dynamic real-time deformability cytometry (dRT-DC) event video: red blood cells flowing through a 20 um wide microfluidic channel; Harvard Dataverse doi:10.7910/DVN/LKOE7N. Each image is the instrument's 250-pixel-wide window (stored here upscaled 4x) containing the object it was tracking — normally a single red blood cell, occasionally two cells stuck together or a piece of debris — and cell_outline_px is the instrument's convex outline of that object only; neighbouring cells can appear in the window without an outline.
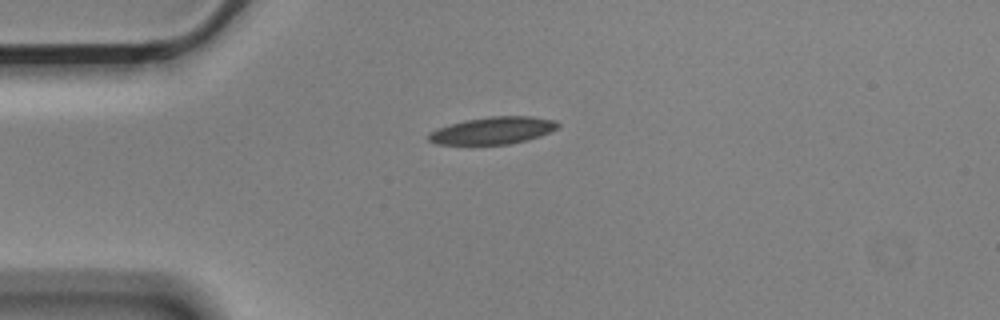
{"species": "Egyptian fruit bat (a non-hibernating species)", "species_latin": "Rousettus aegyptiacus", "temperature_condition": "cold", "stored_images_in_passage": 3, "camera_frame_rate_fps": 3000, "um_per_image_px": 0.085, "animal": {"sex": "male"}, "frame": {"image": 1, "passage_image": 1, "time_ms": 0.0, "image_size_px": [1000, 320], "cell_outline_px": [[560, 124], [556, 128], [540, 136], [528, 140], [508, 144], [468, 148], [436, 144], [428, 140], [428, 136], [432, 132], [440, 128], [464, 120], [492, 116], [532, 116], [556, 120]], "centroid_in_image_um": [41.85, 11.15], "position_along_channel_um": 43.2, "area_um2": 21.27}}
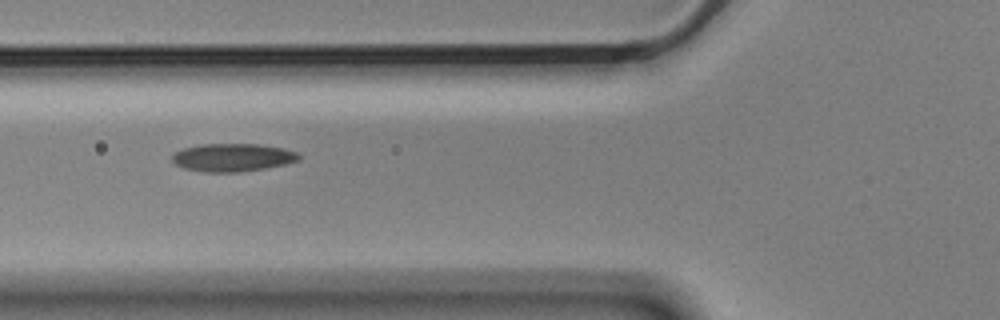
{"frame": {"image": 2, "passage_image": 3, "time_ms": 0.667, "image_size_px": [1000, 320], "cell_outline_px": [[300, 160], [284, 164], [264, 168], [236, 172], [204, 172], [184, 168], [176, 164], [172, 160], [172, 156], [176, 152], [184, 148], [200, 144], [260, 144], [284, 148], [300, 152]], "centroid_in_image_um": [19.81, 13.37], "position_along_channel_um": 106.0, "area_um2": 20.63}}